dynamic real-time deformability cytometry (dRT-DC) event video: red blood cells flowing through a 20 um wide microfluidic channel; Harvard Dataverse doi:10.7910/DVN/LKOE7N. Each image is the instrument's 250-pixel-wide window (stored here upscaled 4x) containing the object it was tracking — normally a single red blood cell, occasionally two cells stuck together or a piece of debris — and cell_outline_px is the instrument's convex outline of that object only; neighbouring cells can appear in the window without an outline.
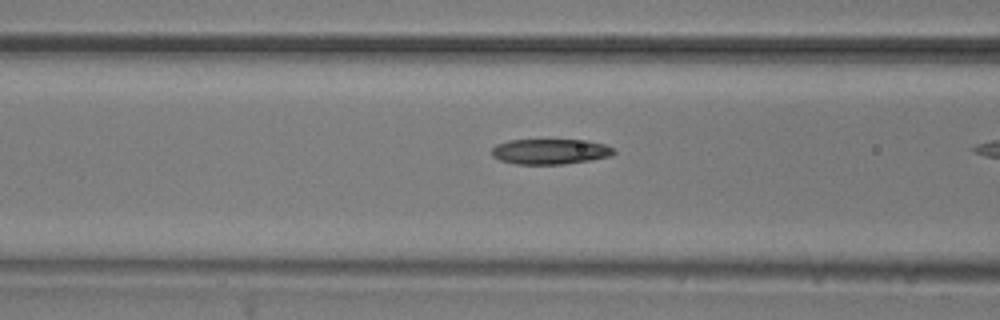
{"species": "common noctule bat (a hibernating species)", "species_latin": "Nyctalus noctula", "temperature_condition": "room temperature", "stored_images_in_passage": 7, "camera_frame_rate_fps": 3000, "um_per_image_px": 0.085, "animal": {"sex": "male", "body_mass_g": 20.5, "forearm_length_mm": 52.5}, "frame": {"image": 1, "passage_image": 6, "time_ms": 1.667, "image_size_px": [1000, 320], "cell_outline_px": [[616, 152], [612, 156], [592, 160], [564, 164], [516, 164], [500, 160], [492, 156], [492, 148], [496, 144], [508, 140], [588, 140], [604, 144], [612, 148]], "centroid_in_image_um": [46.78, 12.88], "position_along_channel_um": 119.8, "area_um2": 18.15}}